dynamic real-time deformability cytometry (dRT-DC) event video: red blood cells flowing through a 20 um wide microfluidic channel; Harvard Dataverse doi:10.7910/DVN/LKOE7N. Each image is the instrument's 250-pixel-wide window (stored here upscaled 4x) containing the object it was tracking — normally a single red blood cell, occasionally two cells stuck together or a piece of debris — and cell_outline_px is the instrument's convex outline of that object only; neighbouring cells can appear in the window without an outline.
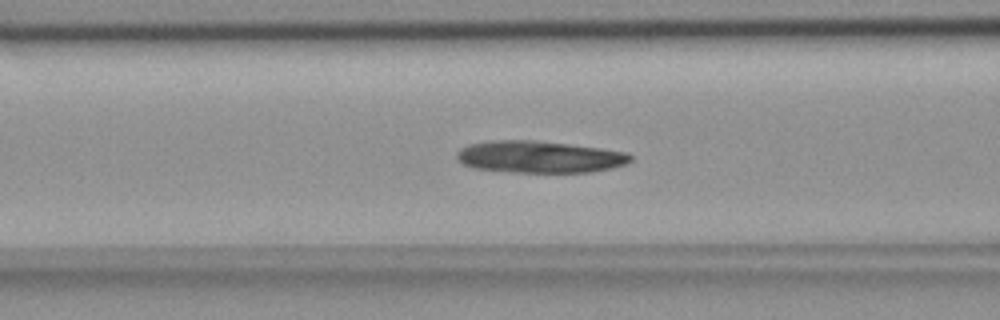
{"species": "common noctule bat (a hibernating species)", "species_latin": "Nyctalus noctula", "temperature_condition": "room temperature", "stored_images_in_passage": 55, "camera_frame_rate_fps": 3000, "um_per_image_px": 0.085, "animal": {"sex": "female", "body_mass_g": 18.4}, "frame": {"image": 1, "passage_image": 22, "time_ms": 7.0, "image_size_px": [1000, 320], "cell_outline_px": [[632, 160], [624, 164], [612, 168], [588, 172], [512, 172], [472, 168], [456, 160], [456, 152], [460, 148], [468, 144], [492, 140], [532, 140], [568, 144], [600, 148], [628, 152], [632, 156]], "centroid_in_image_um": [45.81, 13.33], "position_along_channel_um": 120.8, "area_um2": 32.43}}
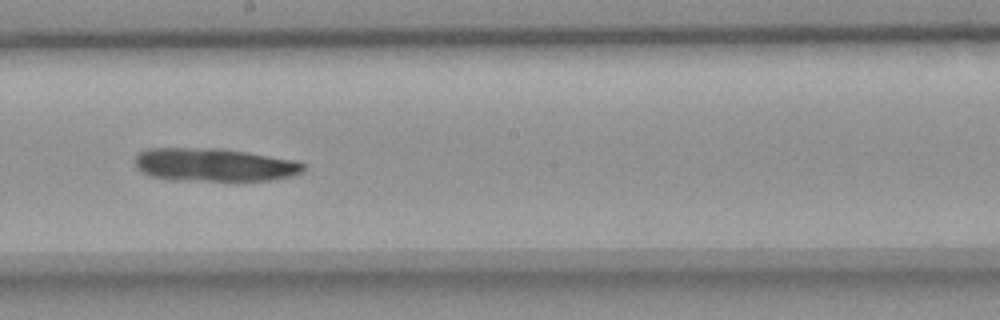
{"frame": {"image": 2, "passage_image": 31, "time_ms": 10.0, "image_size_px": [1000, 320], "cell_outline_px": [[304, 168], [300, 172], [288, 176], [272, 180], [172, 180], [152, 176], [140, 172], [136, 168], [136, 156], [144, 148], [220, 148], [248, 152], [296, 160], [304, 164]], "centroid_in_image_um": [18.16, 14.0], "position_along_channel_um": 230.0, "area_um2": 32.48}}
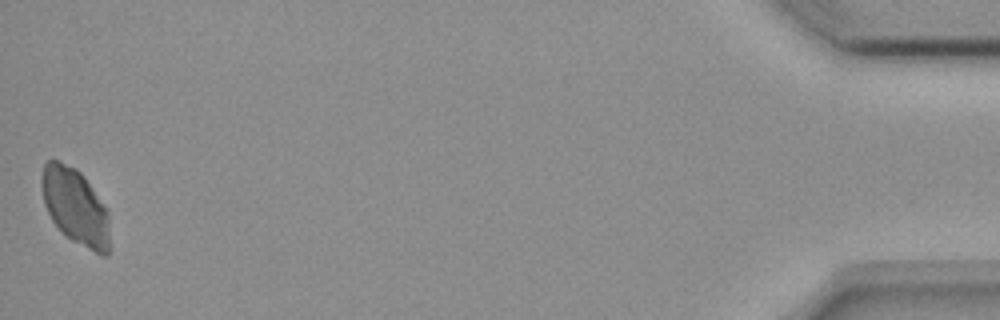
{"frame": {"image": 3, "passage_image": 55, "time_ms": 18.0, "image_size_px": [1000, 320], "cell_outline_px": [[108, 256], [100, 256], [64, 236], [52, 220], [44, 204], [40, 180], [44, 164], [48, 160], [60, 160], [76, 168], [84, 176], [108, 212]], "centroid_in_image_um": [6.37, 17.56], "position_along_channel_um": 428.8, "area_um2": 30.29}}